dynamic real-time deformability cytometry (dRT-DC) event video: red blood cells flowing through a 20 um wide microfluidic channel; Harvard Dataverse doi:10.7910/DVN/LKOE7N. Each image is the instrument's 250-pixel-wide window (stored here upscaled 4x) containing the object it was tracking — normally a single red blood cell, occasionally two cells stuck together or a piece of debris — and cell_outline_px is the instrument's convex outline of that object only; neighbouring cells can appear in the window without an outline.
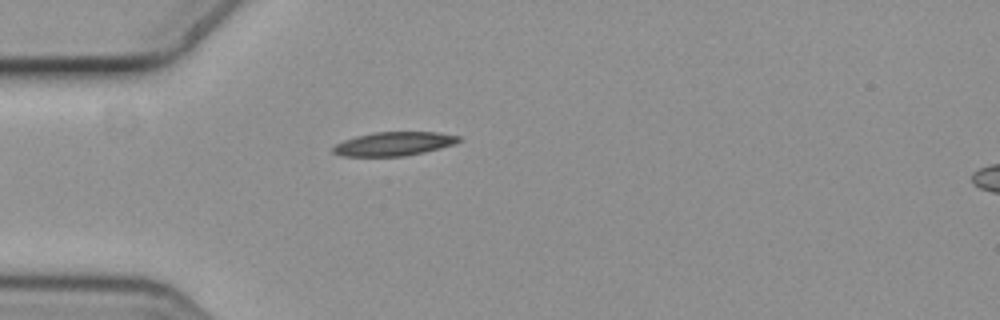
{"species": "common noctule bat (a hibernating species)", "species_latin": "Nyctalus noctula", "temperature_condition": "cold", "stored_images_in_passage": 5, "camera_frame_rate_fps": 3000, "um_per_image_px": 0.085, "animal": {"sex": "female", "body_mass_g": 19.3, "forearm_length_mm": 54.1}, "frame": {"image": 1, "passage_image": 5, "time_ms": 1.333, "image_size_px": [1000, 320], "cell_outline_px": [[464, 140], [456, 144], [424, 152], [404, 156], [340, 156], [332, 152], [332, 148], [336, 144], [344, 140], [356, 136], [372, 132], [440, 132], [460, 136]], "centroid_in_image_um": [33.52, 12.22], "position_along_channel_um": 51.5, "area_um2": 17.63}}